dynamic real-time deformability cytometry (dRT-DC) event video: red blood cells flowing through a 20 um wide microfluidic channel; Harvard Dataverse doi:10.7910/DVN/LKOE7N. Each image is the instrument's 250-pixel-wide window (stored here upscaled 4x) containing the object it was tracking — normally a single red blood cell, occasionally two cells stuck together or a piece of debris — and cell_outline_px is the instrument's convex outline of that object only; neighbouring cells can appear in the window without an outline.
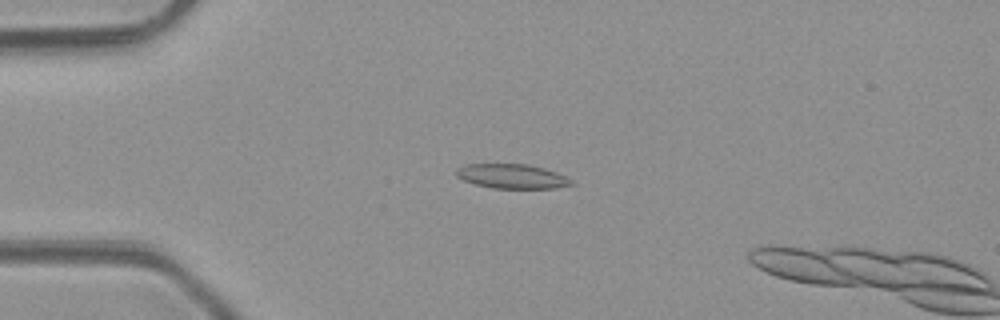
{"species": "common noctule bat (a hibernating species)", "species_latin": "Nyctalus noctula", "temperature_condition": "room temperature", "stored_images_in_passage": 3, "camera_frame_rate_fps": 3000, "um_per_image_px": 0.085, "animal": {"sex": "male", "body_mass_g": 23.1, "forearm_length_mm": 52.7}, "frame": {"image": 1, "passage_image": 2, "time_ms": 1.333, "image_size_px": [1000, 320], "cell_outline_px": [[576, 184], [556, 188], [492, 188], [476, 184], [464, 180], [456, 176], [456, 168], [464, 164], [528, 164], [544, 168], [556, 172], [572, 180]], "centroid_in_image_um": [43.52, 14.98], "position_along_channel_um": 41.5, "area_um2": 16.42}}